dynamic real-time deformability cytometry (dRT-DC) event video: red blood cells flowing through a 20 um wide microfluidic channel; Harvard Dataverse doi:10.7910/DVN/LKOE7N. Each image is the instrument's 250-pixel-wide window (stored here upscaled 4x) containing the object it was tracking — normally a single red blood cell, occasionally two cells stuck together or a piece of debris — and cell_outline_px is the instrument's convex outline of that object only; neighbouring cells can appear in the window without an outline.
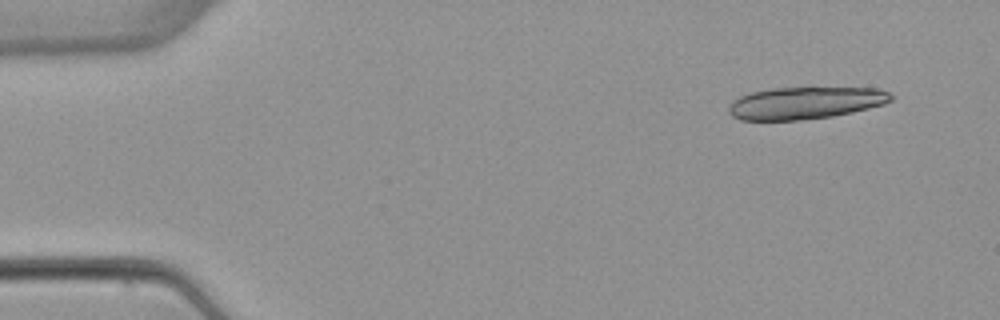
{"species": "common noctule bat (a hibernating species)", "species_latin": "Nyctalus noctula", "temperature_condition": "warm", "stored_images_in_passage": 4, "camera_frame_rate_fps": 3000, "um_per_image_px": 0.085, "animal": {"sex": "female", "body_mass_g": 22.7, "forearm_length_mm": 54.2}, "frame": {"image": 1, "passage_image": 1, "time_ms": 0.0, "image_size_px": [1000, 320], "cell_outline_px": [[892, 100], [884, 104], [852, 112], [832, 116], [804, 120], [740, 120], [732, 116], [728, 112], [728, 104], [732, 100], [748, 92], [772, 88], [812, 84], [880, 88], [888, 92], [892, 96]], "centroid_in_image_um": [68.46, 8.68], "position_along_channel_um": 16.5, "area_um2": 32.14}}
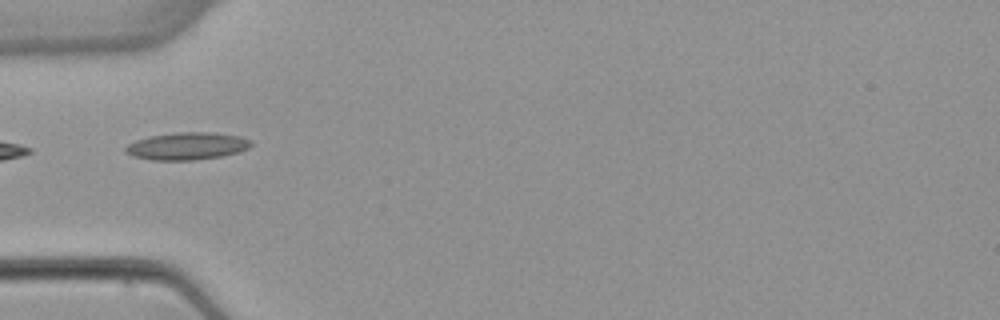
{"frame": {"image": 2, "passage_image": 4, "time_ms": 4.333, "image_size_px": [1000, 320], "cell_outline_px": [[252, 144], [248, 148], [240, 152], [220, 156], [192, 160], [152, 160], [132, 156], [124, 152], [124, 148], [128, 144], [136, 140], [148, 136], [180, 132], [212, 132], [240, 136], [252, 140]], "centroid_in_image_um": [15.89, 12.41], "position_along_channel_um": 69.1, "area_um2": 20.11}}